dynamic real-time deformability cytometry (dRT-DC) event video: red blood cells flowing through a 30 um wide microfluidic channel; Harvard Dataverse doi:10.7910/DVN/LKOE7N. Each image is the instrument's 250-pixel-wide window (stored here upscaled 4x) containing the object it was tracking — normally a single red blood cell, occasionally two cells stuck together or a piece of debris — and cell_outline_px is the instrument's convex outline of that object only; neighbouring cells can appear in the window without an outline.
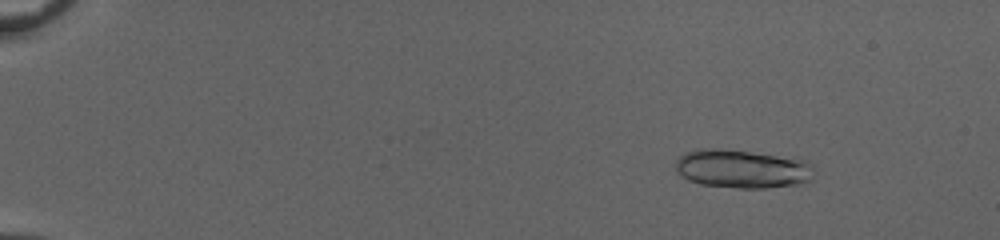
{"species": "common noctule bat (a hibernating species)", "species_latin": "Nyctalus noctula", "temperature_condition": "cold", "stored_images_in_passage": 47, "camera_frame_rate_fps": 3000, "um_per_image_px": 0.085, "animal": {"sex": "female", "body_mass_g": 20.0, "forearm_length_mm": 54.0}, "frame": {"image": 1, "passage_image": 2, "time_ms": 0.333, "image_size_px": [1000, 240], "cell_outline_px": [[812, 180], [796, 184], [764, 188], [736, 188], [700, 184], [688, 180], [676, 172], [676, 160], [680, 156], [688, 152], [712, 148], [716, 148], [752, 152], [804, 160], [812, 164]], "centroid_in_image_um": [63.07, 14.36], "position_along_channel_um": 21.9, "area_um2": 30.75}}
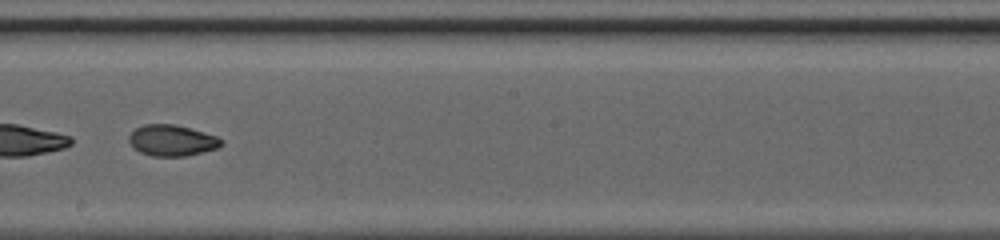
{"frame": {"image": 2, "passage_image": 28, "time_ms": 9.0, "image_size_px": [1000, 240], "cell_outline_px": [[224, 144], [216, 148], [184, 156], [152, 156], [140, 152], [132, 148], [128, 140], [128, 136], [136, 128], [144, 124], [176, 124], [204, 132], [216, 136], [224, 140]], "centroid_in_image_um": [14.59, 11.93], "position_along_channel_um": 233.6, "area_um2": 16.76}}
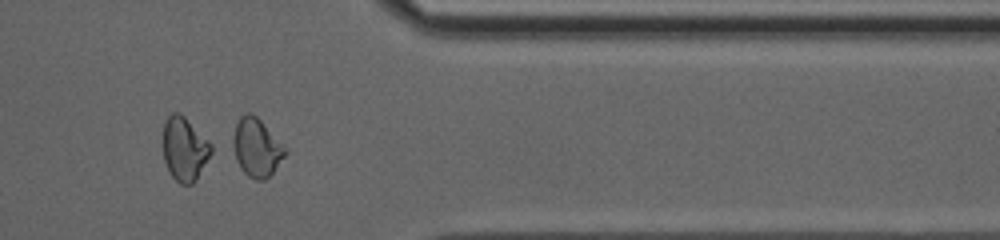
{"frame": {"image": 3, "passage_image": 40, "time_ms": 13.0, "image_size_px": [1000, 240], "cell_outline_px": [[288, 152], [272, 172], [264, 180], [256, 180], [248, 176], [240, 168], [228, 144], [236, 124], [240, 116], [244, 112], [252, 112], [288, 148]], "centroid_in_image_um": [21.76, 12.51], "position_along_channel_um": 389.6, "area_um2": 18.26}, "authors_computed_cell_mechanics": {"area_um2": 18.6116, "velocity_mm_per_s": 4.0726, "shape_relaxation_time_tau1_ms": 9.1879, "shape_relaxation_time_tau2_ms": 2.4682, "deformation_change_tau1": 0.2059, "deformation_change_tau2": 0.0482}}